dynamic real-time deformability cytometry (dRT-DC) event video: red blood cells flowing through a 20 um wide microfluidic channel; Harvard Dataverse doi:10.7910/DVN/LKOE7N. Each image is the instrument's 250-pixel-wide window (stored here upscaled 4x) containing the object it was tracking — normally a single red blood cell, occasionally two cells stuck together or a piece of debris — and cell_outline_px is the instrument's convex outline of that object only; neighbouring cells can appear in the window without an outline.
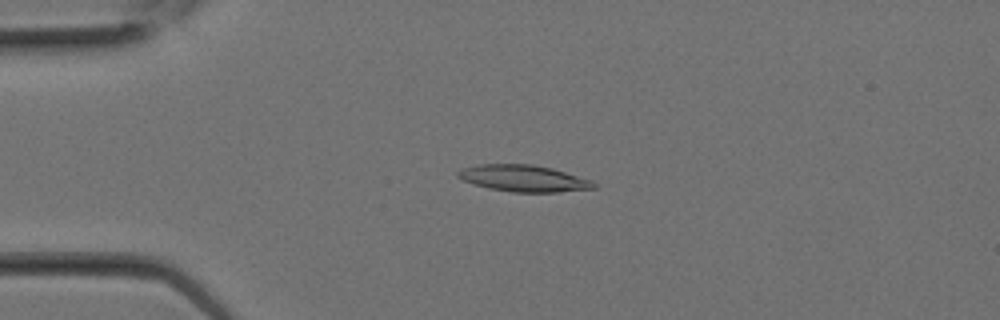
{"species": "Egyptian fruit bat (a non-hibernating species)", "species_latin": "Rousettus aegyptiacus", "temperature_condition": "room temperature", "stored_images_in_passage": 14, "camera_frame_rate_fps": 3000, "um_per_image_px": 0.085, "animal": {"sex": "female"}, "frame": {"image": 1, "passage_image": 6, "time_ms": 1.667, "image_size_px": [1000, 320], "cell_outline_px": [[596, 188], [556, 192], [512, 192], [488, 188], [464, 180], [456, 176], [456, 172], [460, 168], [480, 164], [532, 164], [552, 168], [592, 180], [596, 184]], "centroid_in_image_um": [44.5, 15.15], "position_along_channel_um": 40.5, "area_um2": 21.04}}
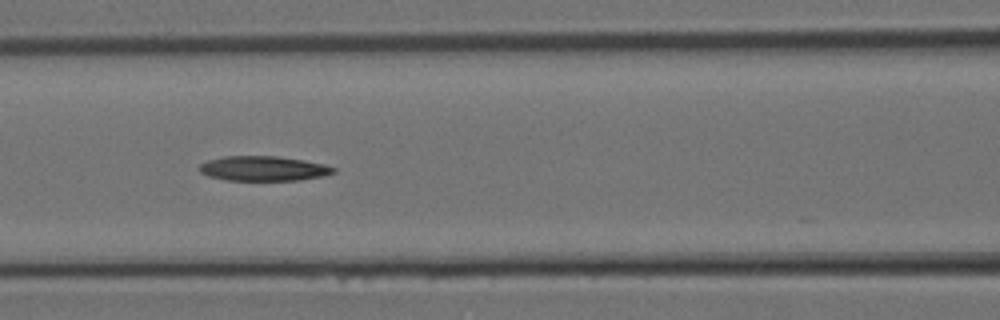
{"frame": {"image": 2, "passage_image": 11, "time_ms": 3.333, "image_size_px": [1000, 320], "cell_outline_px": [[336, 172], [324, 176], [300, 180], [228, 180], [208, 176], [200, 172], [200, 164], [208, 160], [224, 156], [276, 156], [304, 160], [324, 164], [336, 168]], "centroid_in_image_um": [22.42, 14.32], "position_along_channel_um": 144.2, "area_um2": 19.36}}
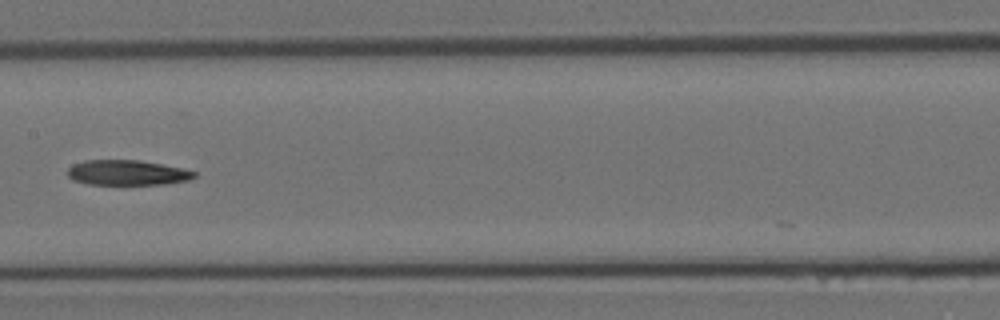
{"frame": {"image": 3, "passage_image": 13, "time_ms": 4.0, "image_size_px": [1000, 320], "cell_outline_px": [[196, 176], [188, 180], [164, 184], [88, 184], [72, 180], [68, 176], [68, 168], [72, 164], [84, 160], [140, 160], [184, 168], [196, 172]], "centroid_in_image_um": [10.8, 14.67], "position_along_channel_um": 196.6, "area_um2": 18.61}}